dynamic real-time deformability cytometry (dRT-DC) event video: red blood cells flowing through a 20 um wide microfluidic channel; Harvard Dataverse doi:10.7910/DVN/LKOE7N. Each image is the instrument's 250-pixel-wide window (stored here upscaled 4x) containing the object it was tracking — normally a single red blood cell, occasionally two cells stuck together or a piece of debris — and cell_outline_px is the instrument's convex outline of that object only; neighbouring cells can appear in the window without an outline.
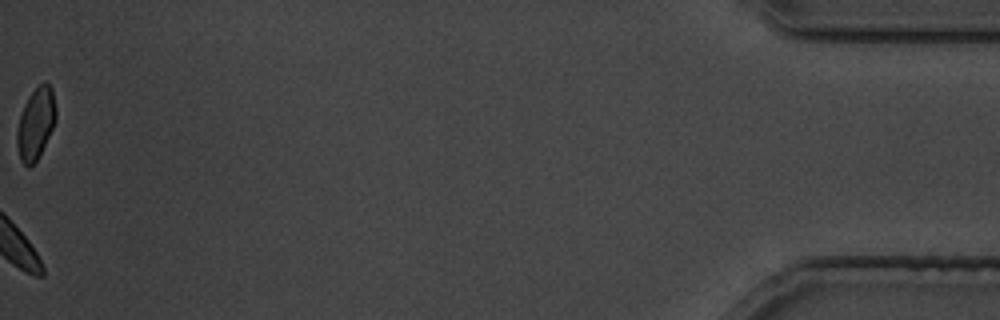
{"species": "common noctule bat (a hibernating species)", "species_latin": "Nyctalus noctula", "temperature_condition": "cold", "stored_images_in_passage": 27, "camera_frame_rate_fps": 3000, "um_per_image_px": 0.085, "animal": {"sex": "male", "body_mass_g": 19.5, "forearm_length_mm": 54.6}, "frame": {"image": 1, "passage_image": 27, "time_ms": 32.333, "image_size_px": [1000, 320], "cell_outline_px": [[56, 120], [36, 160], [28, 168], [20, 160], [16, 144], [16, 132], [20, 116], [24, 104], [28, 96], [44, 80], [52, 88], [56, 108]], "centroid_in_image_um": [3.02, 10.48], "position_along_channel_um": 432.2, "area_um2": 16.07}}